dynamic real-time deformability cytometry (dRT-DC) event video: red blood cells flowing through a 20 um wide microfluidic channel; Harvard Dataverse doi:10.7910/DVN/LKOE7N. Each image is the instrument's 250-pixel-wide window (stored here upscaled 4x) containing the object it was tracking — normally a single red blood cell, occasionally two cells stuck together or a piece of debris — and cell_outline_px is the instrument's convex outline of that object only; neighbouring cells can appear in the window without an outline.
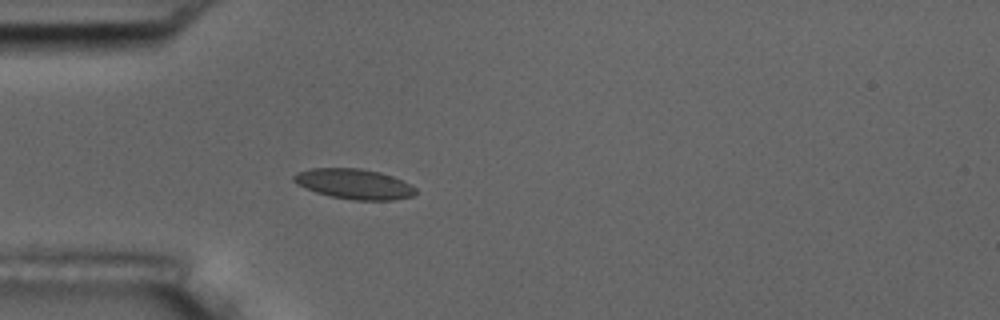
{"species": "common noctule bat (a hibernating species)", "species_latin": "Nyctalus noctula", "temperature_condition": "room temperature", "stored_images_in_passage": 1, "camera_frame_rate_fps": 3000, "um_per_image_px": 0.085, "animal": {"sex": "male", "body_mass_g": 17.5, "forearm_length_mm": 52.3}, "frame": {"image": 1, "passage_image": 1, "time_ms": 0.0, "image_size_px": [1000, 320], "cell_outline_px": [[416, 192], [412, 196], [392, 200], [352, 200], [332, 196], [316, 192], [296, 184], [292, 180], [292, 176], [296, 172], [312, 168], [360, 168], [380, 172], [392, 176], [416, 188]], "centroid_in_image_um": [30.06, 15.63], "position_along_channel_um": 54.9, "area_um2": 21.33}}